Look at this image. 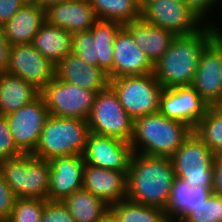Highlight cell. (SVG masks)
Listing matches in <instances>:
<instances>
[{"label":"cell","mask_w":222,"mask_h":222,"mask_svg":"<svg viewBox=\"0 0 222 222\" xmlns=\"http://www.w3.org/2000/svg\"><path fill=\"white\" fill-rule=\"evenodd\" d=\"M0 222H10L8 219L0 220Z\"/></svg>","instance_id":"7dc6e473"},{"label":"cell","mask_w":222,"mask_h":222,"mask_svg":"<svg viewBox=\"0 0 222 222\" xmlns=\"http://www.w3.org/2000/svg\"><path fill=\"white\" fill-rule=\"evenodd\" d=\"M192 87L210 107L222 99V50L213 41L201 52Z\"/></svg>","instance_id":"9a60e30c"},{"label":"cell","mask_w":222,"mask_h":222,"mask_svg":"<svg viewBox=\"0 0 222 222\" xmlns=\"http://www.w3.org/2000/svg\"><path fill=\"white\" fill-rule=\"evenodd\" d=\"M213 192L203 186H189L185 180H174L165 210L169 222H182L193 208L205 201Z\"/></svg>","instance_id":"603a6c76"},{"label":"cell","mask_w":222,"mask_h":222,"mask_svg":"<svg viewBox=\"0 0 222 222\" xmlns=\"http://www.w3.org/2000/svg\"><path fill=\"white\" fill-rule=\"evenodd\" d=\"M83 189L103 200L108 206L127 197V174L85 163Z\"/></svg>","instance_id":"d6986e66"},{"label":"cell","mask_w":222,"mask_h":222,"mask_svg":"<svg viewBox=\"0 0 222 222\" xmlns=\"http://www.w3.org/2000/svg\"><path fill=\"white\" fill-rule=\"evenodd\" d=\"M99 20L125 24L140 18V8L131 0H89Z\"/></svg>","instance_id":"83f0119b"},{"label":"cell","mask_w":222,"mask_h":222,"mask_svg":"<svg viewBox=\"0 0 222 222\" xmlns=\"http://www.w3.org/2000/svg\"><path fill=\"white\" fill-rule=\"evenodd\" d=\"M62 1H66V0H35V4L39 6L40 8L46 10L49 6L58 4Z\"/></svg>","instance_id":"7bdbcfd3"},{"label":"cell","mask_w":222,"mask_h":222,"mask_svg":"<svg viewBox=\"0 0 222 222\" xmlns=\"http://www.w3.org/2000/svg\"><path fill=\"white\" fill-rule=\"evenodd\" d=\"M119 222H169L165 210L123 199L109 206Z\"/></svg>","instance_id":"f1b7e54d"},{"label":"cell","mask_w":222,"mask_h":222,"mask_svg":"<svg viewBox=\"0 0 222 222\" xmlns=\"http://www.w3.org/2000/svg\"><path fill=\"white\" fill-rule=\"evenodd\" d=\"M87 123L91 133L130 143L134 120L126 113L117 94L108 86L97 92Z\"/></svg>","instance_id":"ba28073f"},{"label":"cell","mask_w":222,"mask_h":222,"mask_svg":"<svg viewBox=\"0 0 222 222\" xmlns=\"http://www.w3.org/2000/svg\"><path fill=\"white\" fill-rule=\"evenodd\" d=\"M45 205V199L17 198L8 220L10 222H39Z\"/></svg>","instance_id":"1f68e13d"},{"label":"cell","mask_w":222,"mask_h":222,"mask_svg":"<svg viewBox=\"0 0 222 222\" xmlns=\"http://www.w3.org/2000/svg\"><path fill=\"white\" fill-rule=\"evenodd\" d=\"M210 106L189 86L164 88L160 96L159 113L184 122L192 129L206 115Z\"/></svg>","instance_id":"7c38bea8"},{"label":"cell","mask_w":222,"mask_h":222,"mask_svg":"<svg viewBox=\"0 0 222 222\" xmlns=\"http://www.w3.org/2000/svg\"><path fill=\"white\" fill-rule=\"evenodd\" d=\"M55 76L72 85L96 92L109 86L108 74L99 67L87 64L73 53L55 66Z\"/></svg>","instance_id":"ffe728a7"},{"label":"cell","mask_w":222,"mask_h":222,"mask_svg":"<svg viewBox=\"0 0 222 222\" xmlns=\"http://www.w3.org/2000/svg\"><path fill=\"white\" fill-rule=\"evenodd\" d=\"M214 184L213 193L222 196V156L215 158L213 164Z\"/></svg>","instance_id":"ab89813d"},{"label":"cell","mask_w":222,"mask_h":222,"mask_svg":"<svg viewBox=\"0 0 222 222\" xmlns=\"http://www.w3.org/2000/svg\"><path fill=\"white\" fill-rule=\"evenodd\" d=\"M140 18L176 36L192 34L205 25L182 0H145Z\"/></svg>","instance_id":"30bf717a"},{"label":"cell","mask_w":222,"mask_h":222,"mask_svg":"<svg viewBox=\"0 0 222 222\" xmlns=\"http://www.w3.org/2000/svg\"><path fill=\"white\" fill-rule=\"evenodd\" d=\"M215 107L222 112V99Z\"/></svg>","instance_id":"f6af8a7d"},{"label":"cell","mask_w":222,"mask_h":222,"mask_svg":"<svg viewBox=\"0 0 222 222\" xmlns=\"http://www.w3.org/2000/svg\"><path fill=\"white\" fill-rule=\"evenodd\" d=\"M26 3H34L35 4V0H24Z\"/></svg>","instance_id":"bcb514c9"},{"label":"cell","mask_w":222,"mask_h":222,"mask_svg":"<svg viewBox=\"0 0 222 222\" xmlns=\"http://www.w3.org/2000/svg\"><path fill=\"white\" fill-rule=\"evenodd\" d=\"M174 180L171 158L133 153L126 199L166 210Z\"/></svg>","instance_id":"6da1fadb"},{"label":"cell","mask_w":222,"mask_h":222,"mask_svg":"<svg viewBox=\"0 0 222 222\" xmlns=\"http://www.w3.org/2000/svg\"><path fill=\"white\" fill-rule=\"evenodd\" d=\"M96 222H119V220L116 214L110 208H108Z\"/></svg>","instance_id":"b9f144b4"},{"label":"cell","mask_w":222,"mask_h":222,"mask_svg":"<svg viewBox=\"0 0 222 222\" xmlns=\"http://www.w3.org/2000/svg\"><path fill=\"white\" fill-rule=\"evenodd\" d=\"M123 26L153 65L163 56L176 37L173 32L149 24L141 18L125 23Z\"/></svg>","instance_id":"44dd1931"},{"label":"cell","mask_w":222,"mask_h":222,"mask_svg":"<svg viewBox=\"0 0 222 222\" xmlns=\"http://www.w3.org/2000/svg\"><path fill=\"white\" fill-rule=\"evenodd\" d=\"M34 48L55 66L72 53V34L45 22L34 36Z\"/></svg>","instance_id":"d4e9b609"},{"label":"cell","mask_w":222,"mask_h":222,"mask_svg":"<svg viewBox=\"0 0 222 222\" xmlns=\"http://www.w3.org/2000/svg\"><path fill=\"white\" fill-rule=\"evenodd\" d=\"M49 115L41 95L18 111L5 115L13 140L22 153L35 151Z\"/></svg>","instance_id":"8fae6325"},{"label":"cell","mask_w":222,"mask_h":222,"mask_svg":"<svg viewBox=\"0 0 222 222\" xmlns=\"http://www.w3.org/2000/svg\"><path fill=\"white\" fill-rule=\"evenodd\" d=\"M222 22V21H221ZM222 25H214L212 41L222 50Z\"/></svg>","instance_id":"60d3db41"},{"label":"cell","mask_w":222,"mask_h":222,"mask_svg":"<svg viewBox=\"0 0 222 222\" xmlns=\"http://www.w3.org/2000/svg\"><path fill=\"white\" fill-rule=\"evenodd\" d=\"M21 153L13 140L5 115H0V162Z\"/></svg>","instance_id":"d590c367"},{"label":"cell","mask_w":222,"mask_h":222,"mask_svg":"<svg viewBox=\"0 0 222 222\" xmlns=\"http://www.w3.org/2000/svg\"><path fill=\"white\" fill-rule=\"evenodd\" d=\"M192 132L184 122L157 112L134 119L130 145L134 153L170 158Z\"/></svg>","instance_id":"3957f363"},{"label":"cell","mask_w":222,"mask_h":222,"mask_svg":"<svg viewBox=\"0 0 222 222\" xmlns=\"http://www.w3.org/2000/svg\"><path fill=\"white\" fill-rule=\"evenodd\" d=\"M39 222H76L63 201H48Z\"/></svg>","instance_id":"e575fe53"},{"label":"cell","mask_w":222,"mask_h":222,"mask_svg":"<svg viewBox=\"0 0 222 222\" xmlns=\"http://www.w3.org/2000/svg\"><path fill=\"white\" fill-rule=\"evenodd\" d=\"M205 24H211V25H222L221 21L222 19L215 21L216 18L219 19L220 16H222V12L219 11L222 9V0H182ZM218 7V8H216ZM221 7V8H219ZM219 9V10H218ZM213 10V11H212ZM218 12L217 14L220 15H212L215 11ZM211 13V14H210ZM214 18H212L211 16ZM222 18V17H221Z\"/></svg>","instance_id":"836d02e7"},{"label":"cell","mask_w":222,"mask_h":222,"mask_svg":"<svg viewBox=\"0 0 222 222\" xmlns=\"http://www.w3.org/2000/svg\"><path fill=\"white\" fill-rule=\"evenodd\" d=\"M40 95L51 115L87 120L97 92L72 85L55 76L44 86Z\"/></svg>","instance_id":"9c48e42d"},{"label":"cell","mask_w":222,"mask_h":222,"mask_svg":"<svg viewBox=\"0 0 222 222\" xmlns=\"http://www.w3.org/2000/svg\"><path fill=\"white\" fill-rule=\"evenodd\" d=\"M7 73L18 76L40 91L55 77V65L30 44L13 45Z\"/></svg>","instance_id":"5bb4252c"},{"label":"cell","mask_w":222,"mask_h":222,"mask_svg":"<svg viewBox=\"0 0 222 222\" xmlns=\"http://www.w3.org/2000/svg\"><path fill=\"white\" fill-rule=\"evenodd\" d=\"M95 43L90 30L74 33L72 34V53L87 64L98 67Z\"/></svg>","instance_id":"d6a6232c"},{"label":"cell","mask_w":222,"mask_h":222,"mask_svg":"<svg viewBox=\"0 0 222 222\" xmlns=\"http://www.w3.org/2000/svg\"><path fill=\"white\" fill-rule=\"evenodd\" d=\"M46 22L71 34L89 31L99 21L89 0H66L45 10Z\"/></svg>","instance_id":"e0dca14e"},{"label":"cell","mask_w":222,"mask_h":222,"mask_svg":"<svg viewBox=\"0 0 222 222\" xmlns=\"http://www.w3.org/2000/svg\"><path fill=\"white\" fill-rule=\"evenodd\" d=\"M45 22V10L34 3H26L3 26V31L11 46L30 44Z\"/></svg>","instance_id":"7402d4cb"},{"label":"cell","mask_w":222,"mask_h":222,"mask_svg":"<svg viewBox=\"0 0 222 222\" xmlns=\"http://www.w3.org/2000/svg\"><path fill=\"white\" fill-rule=\"evenodd\" d=\"M123 24L116 21L99 20L90 30L93 35L98 58V67L113 79V49L116 36Z\"/></svg>","instance_id":"484cf974"},{"label":"cell","mask_w":222,"mask_h":222,"mask_svg":"<svg viewBox=\"0 0 222 222\" xmlns=\"http://www.w3.org/2000/svg\"><path fill=\"white\" fill-rule=\"evenodd\" d=\"M182 222H222V196L212 193Z\"/></svg>","instance_id":"4dcf8cb0"},{"label":"cell","mask_w":222,"mask_h":222,"mask_svg":"<svg viewBox=\"0 0 222 222\" xmlns=\"http://www.w3.org/2000/svg\"><path fill=\"white\" fill-rule=\"evenodd\" d=\"M50 161L48 201H63L83 188L85 160L83 155L54 157Z\"/></svg>","instance_id":"2e32d148"},{"label":"cell","mask_w":222,"mask_h":222,"mask_svg":"<svg viewBox=\"0 0 222 222\" xmlns=\"http://www.w3.org/2000/svg\"><path fill=\"white\" fill-rule=\"evenodd\" d=\"M11 44L5 37L3 26H0V74L7 72Z\"/></svg>","instance_id":"f35d334b"},{"label":"cell","mask_w":222,"mask_h":222,"mask_svg":"<svg viewBox=\"0 0 222 222\" xmlns=\"http://www.w3.org/2000/svg\"><path fill=\"white\" fill-rule=\"evenodd\" d=\"M154 73V65L135 44L129 31L123 26L115 39L113 49V79Z\"/></svg>","instance_id":"ac0fdd59"},{"label":"cell","mask_w":222,"mask_h":222,"mask_svg":"<svg viewBox=\"0 0 222 222\" xmlns=\"http://www.w3.org/2000/svg\"><path fill=\"white\" fill-rule=\"evenodd\" d=\"M40 90L18 76L0 74V115L18 111L40 96Z\"/></svg>","instance_id":"cb8c5ba5"},{"label":"cell","mask_w":222,"mask_h":222,"mask_svg":"<svg viewBox=\"0 0 222 222\" xmlns=\"http://www.w3.org/2000/svg\"><path fill=\"white\" fill-rule=\"evenodd\" d=\"M63 203L76 222H96L109 208L103 200L83 188L67 196Z\"/></svg>","instance_id":"4316f807"},{"label":"cell","mask_w":222,"mask_h":222,"mask_svg":"<svg viewBox=\"0 0 222 222\" xmlns=\"http://www.w3.org/2000/svg\"><path fill=\"white\" fill-rule=\"evenodd\" d=\"M16 200L17 197L0 172V220L9 218Z\"/></svg>","instance_id":"8d00e7d4"},{"label":"cell","mask_w":222,"mask_h":222,"mask_svg":"<svg viewBox=\"0 0 222 222\" xmlns=\"http://www.w3.org/2000/svg\"><path fill=\"white\" fill-rule=\"evenodd\" d=\"M133 3H135L139 8H141L144 5L145 0H131Z\"/></svg>","instance_id":"ee69618b"},{"label":"cell","mask_w":222,"mask_h":222,"mask_svg":"<svg viewBox=\"0 0 222 222\" xmlns=\"http://www.w3.org/2000/svg\"><path fill=\"white\" fill-rule=\"evenodd\" d=\"M90 133L87 120L49 115L32 155L39 159L83 155Z\"/></svg>","instance_id":"277c9868"},{"label":"cell","mask_w":222,"mask_h":222,"mask_svg":"<svg viewBox=\"0 0 222 222\" xmlns=\"http://www.w3.org/2000/svg\"><path fill=\"white\" fill-rule=\"evenodd\" d=\"M176 178L189 186H203L213 192V164L216 156L194 132L170 157Z\"/></svg>","instance_id":"52a82bcc"},{"label":"cell","mask_w":222,"mask_h":222,"mask_svg":"<svg viewBox=\"0 0 222 222\" xmlns=\"http://www.w3.org/2000/svg\"><path fill=\"white\" fill-rule=\"evenodd\" d=\"M25 4L24 0H0V26H4Z\"/></svg>","instance_id":"74e56055"},{"label":"cell","mask_w":222,"mask_h":222,"mask_svg":"<svg viewBox=\"0 0 222 222\" xmlns=\"http://www.w3.org/2000/svg\"><path fill=\"white\" fill-rule=\"evenodd\" d=\"M214 25L205 24L198 31L176 36L154 65L155 78L163 88L192 85L203 49L212 41Z\"/></svg>","instance_id":"7a4b0ae2"},{"label":"cell","mask_w":222,"mask_h":222,"mask_svg":"<svg viewBox=\"0 0 222 222\" xmlns=\"http://www.w3.org/2000/svg\"><path fill=\"white\" fill-rule=\"evenodd\" d=\"M133 153L128 142L90 132L83 157L85 163L91 166L123 171L127 174Z\"/></svg>","instance_id":"4fadbf2b"},{"label":"cell","mask_w":222,"mask_h":222,"mask_svg":"<svg viewBox=\"0 0 222 222\" xmlns=\"http://www.w3.org/2000/svg\"><path fill=\"white\" fill-rule=\"evenodd\" d=\"M109 86L133 120L159 112L160 96L164 88L154 73L109 79Z\"/></svg>","instance_id":"8992f818"},{"label":"cell","mask_w":222,"mask_h":222,"mask_svg":"<svg viewBox=\"0 0 222 222\" xmlns=\"http://www.w3.org/2000/svg\"><path fill=\"white\" fill-rule=\"evenodd\" d=\"M0 172L17 198L48 200L50 161L21 153L0 162Z\"/></svg>","instance_id":"5b68a950"},{"label":"cell","mask_w":222,"mask_h":222,"mask_svg":"<svg viewBox=\"0 0 222 222\" xmlns=\"http://www.w3.org/2000/svg\"><path fill=\"white\" fill-rule=\"evenodd\" d=\"M193 132L216 157L222 156V112L219 109L209 107Z\"/></svg>","instance_id":"f546056e"}]
</instances>
